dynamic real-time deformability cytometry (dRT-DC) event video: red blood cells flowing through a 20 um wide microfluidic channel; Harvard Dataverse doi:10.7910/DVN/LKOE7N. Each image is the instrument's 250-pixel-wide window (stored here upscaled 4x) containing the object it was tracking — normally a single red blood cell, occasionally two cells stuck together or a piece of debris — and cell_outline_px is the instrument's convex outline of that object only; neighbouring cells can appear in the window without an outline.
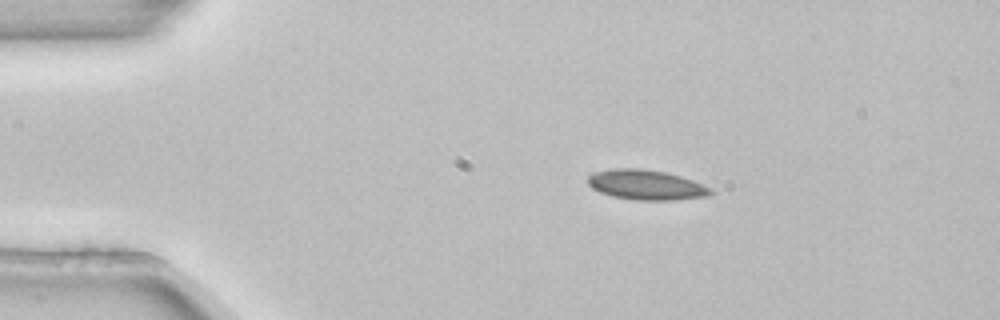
{"species": "common noctule bat (a hibernating species)", "species_latin": "Nyctalus noctula", "temperature_condition": "room temperature", "stored_images_in_passage": 5, "camera_frame_rate_fps": 3000, "um_per_image_px": 0.085, "animal": {"sex": "female", "body_mass_g": 22.7, "forearm_length_mm": 54.2}, "frame": {"image": 1, "passage_image": 3, "time_ms": 0.667, "image_size_px": [1000, 320], "cell_outline_px": [[712, 192], [704, 196], [676, 200], [636, 200], [612, 196], [600, 192], [592, 188], [588, 184], [588, 176], [596, 172], [612, 168], [636, 168], [664, 172], [680, 176], [692, 180], [712, 188]], "centroid_in_image_um": [54.89, 15.71], "position_along_channel_um": 30.1, "area_um2": 21.21}}
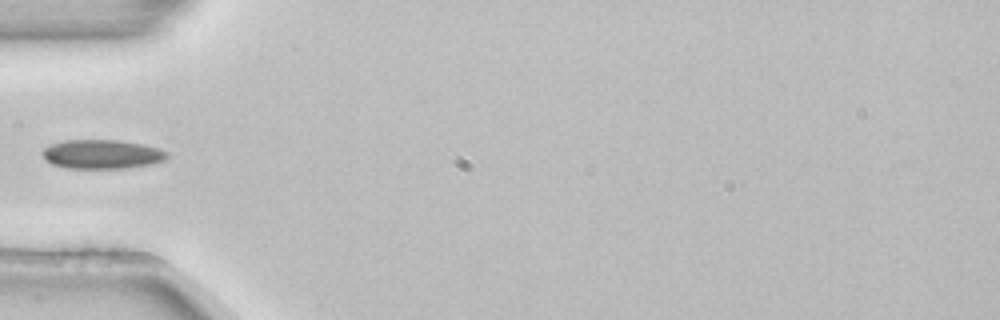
{"frame": {"image": 2, "passage_image": 5, "time_ms": 1.333, "image_size_px": [1000, 320], "cell_outline_px": [[168, 156], [164, 160], [152, 164], [128, 168], [68, 168], [52, 164], [44, 160], [40, 152], [44, 148], [52, 144], [68, 140], [120, 140], [144, 144], [168, 152]], "centroid_in_image_um": [8.66, 13.11], "position_along_channel_um": 76.3, "area_um2": 21.21}}